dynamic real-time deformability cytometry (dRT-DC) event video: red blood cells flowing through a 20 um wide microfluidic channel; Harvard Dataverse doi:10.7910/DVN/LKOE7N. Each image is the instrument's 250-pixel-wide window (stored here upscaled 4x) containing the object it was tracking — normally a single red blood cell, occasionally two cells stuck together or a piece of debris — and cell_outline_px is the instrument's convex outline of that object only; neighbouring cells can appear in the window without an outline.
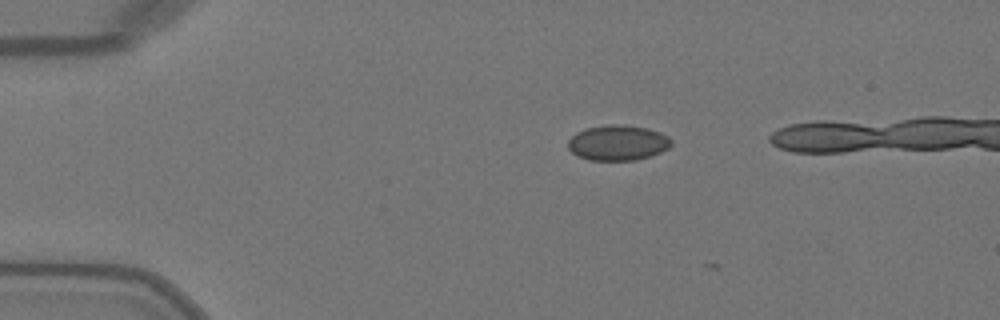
{"species": "Egyptian fruit bat (a non-hibernating species)", "species_latin": "Rousettus aegyptiacus", "temperature_condition": "warm", "stored_images_in_passage": 3, "camera_frame_rate_fps": 3000, "um_per_image_px": 0.085, "animal": {"sex": "female"}, "frame": {"image": 1, "passage_image": 1, "time_ms": 0.0, "image_size_px": [1000, 320], "cell_outline_px": [[672, 144], [668, 148], [660, 152], [636, 160], [588, 160], [572, 152], [568, 148], [568, 140], [576, 132], [584, 128], [608, 124], [624, 124], [648, 128], [660, 132], [668, 136], [672, 140]], "centroid_in_image_um": [52.51, 12.11], "position_along_channel_um": 32.5, "area_um2": 21.39}}